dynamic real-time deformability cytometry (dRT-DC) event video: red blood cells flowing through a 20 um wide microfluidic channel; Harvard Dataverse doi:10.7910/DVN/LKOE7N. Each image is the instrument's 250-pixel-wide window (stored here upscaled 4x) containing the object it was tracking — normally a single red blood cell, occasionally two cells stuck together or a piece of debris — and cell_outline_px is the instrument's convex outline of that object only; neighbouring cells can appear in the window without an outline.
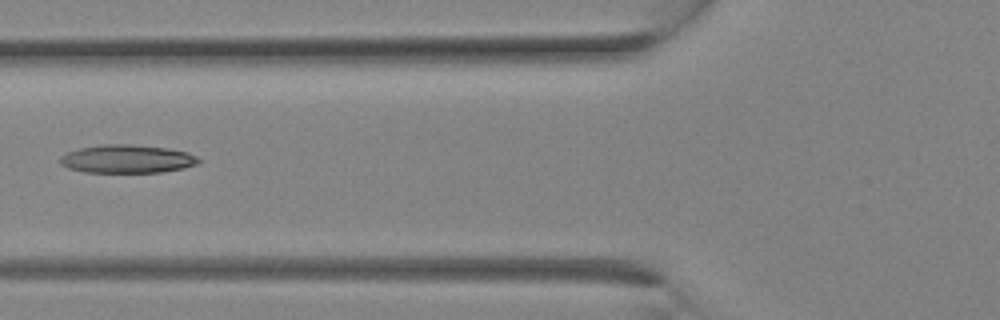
{"species": "Egyptian fruit bat (a non-hibernating species)", "species_latin": "Rousettus aegyptiacus", "temperature_condition": "room temperature", "stored_images_in_passage": 10, "camera_frame_rate_fps": 3000, "um_per_image_px": 0.085, "animal": {"sex": "female"}, "frame": {"image": 1, "passage_image": 9, "time_ms": 2.667, "image_size_px": [1000, 320], "cell_outline_px": [[200, 164], [184, 168], [160, 172], [84, 172], [68, 168], [60, 164], [60, 156], [68, 152], [80, 148], [100, 144], [132, 144], [168, 148], [188, 152], [196, 156], [200, 160]], "centroid_in_image_um": [10.82, 13.5], "position_along_channel_um": 115.0, "area_um2": 22.95}}